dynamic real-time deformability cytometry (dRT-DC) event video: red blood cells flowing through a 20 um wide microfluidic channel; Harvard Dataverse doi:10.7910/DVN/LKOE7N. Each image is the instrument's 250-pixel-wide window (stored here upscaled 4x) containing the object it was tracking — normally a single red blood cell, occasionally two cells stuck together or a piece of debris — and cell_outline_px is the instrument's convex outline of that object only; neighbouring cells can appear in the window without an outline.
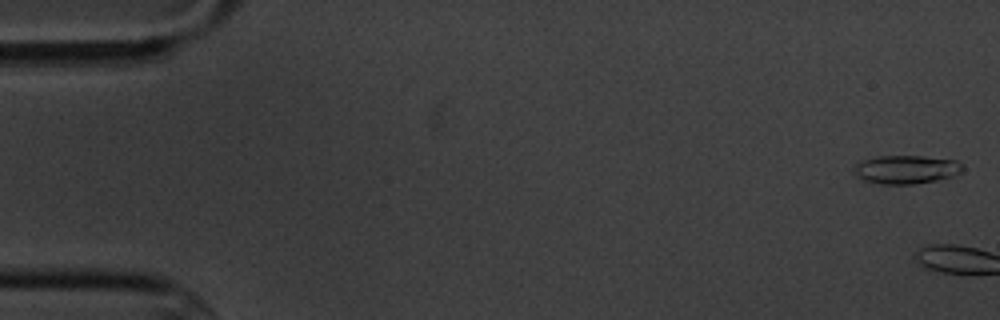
{"species": "common noctule bat (a hibernating species)", "species_latin": "Nyctalus noctula", "temperature_condition": "cold", "stored_images_in_passage": 6, "camera_frame_rate_fps": 3000, "um_per_image_px": 0.085, "animal": {"sex": "male", "body_mass_g": 20.1, "forearm_length_mm": 53.5}, "frame": {"image": 1, "passage_image": 1, "time_ms": 0.0, "image_size_px": [1000, 320], "cell_outline_px": [[964, 168], [960, 172], [952, 176], [936, 180], [912, 184], [880, 184], [864, 180], [856, 176], [856, 164], [860, 160], [880, 156], [924, 156], [956, 160], [964, 164]], "centroid_in_image_um": [77.05, 14.4], "position_along_channel_um": 8.0, "area_um2": 17.98}}